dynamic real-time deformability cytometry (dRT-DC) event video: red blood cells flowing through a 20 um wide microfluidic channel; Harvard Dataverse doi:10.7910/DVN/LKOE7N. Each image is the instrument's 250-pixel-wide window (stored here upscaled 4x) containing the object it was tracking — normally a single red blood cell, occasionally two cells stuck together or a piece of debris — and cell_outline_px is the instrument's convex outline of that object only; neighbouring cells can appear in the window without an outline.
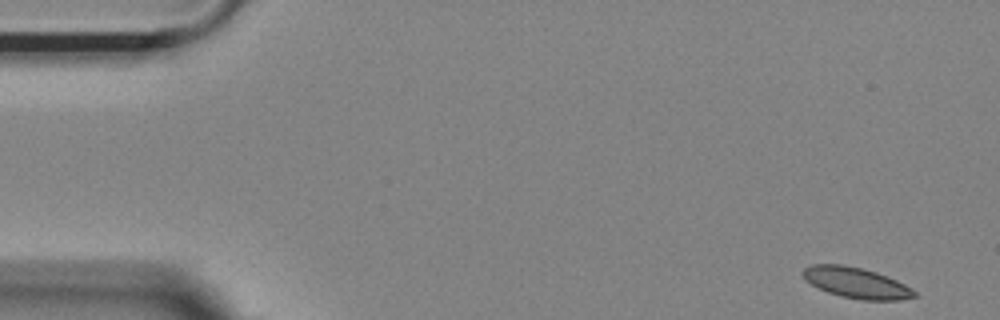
{"species": "Egyptian fruit bat (a non-hibernating species)", "species_latin": "Rousettus aegyptiacus", "temperature_condition": "room temperature", "stored_images_in_passage": 53, "camera_frame_rate_fps": 3000, "um_per_image_px": 0.085, "animal": {"sex": "female"}, "frame": {"image": 1, "passage_image": 1, "time_ms": 0.0, "image_size_px": [1000, 320], "cell_outline_px": [[916, 296], [900, 300], [860, 300], [840, 296], [828, 292], [804, 280], [800, 272], [804, 268], [812, 264], [840, 264], [860, 268], [876, 272], [888, 276], [912, 288], [916, 292]], "centroid_in_image_um": [72.76, 24.04], "position_along_channel_um": 12.2, "area_um2": 20.0}}
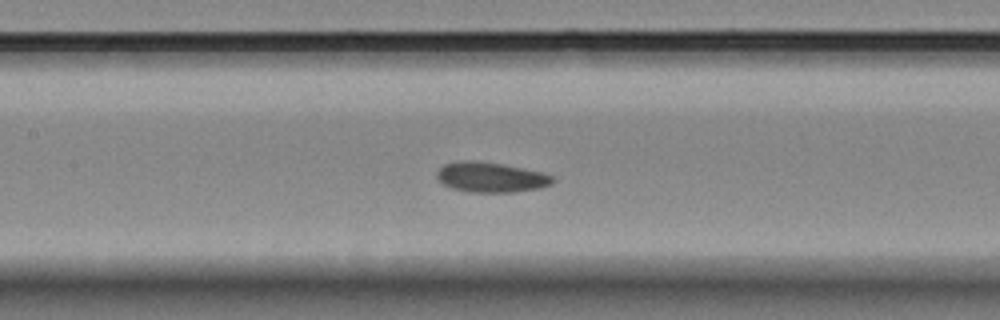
{"frame": {"image": 2, "passage_image": 23, "time_ms": 7.333, "image_size_px": [1000, 320], "cell_outline_px": [[556, 180], [552, 184], [540, 188], [512, 192], [468, 192], [452, 188], [444, 184], [436, 176], [436, 172], [444, 164], [456, 160], [476, 160], [500, 164], [540, 172], [552, 176]], "centroid_in_image_um": [41.69, 15.06], "position_along_channel_um": 165.7, "area_um2": 20.23}}
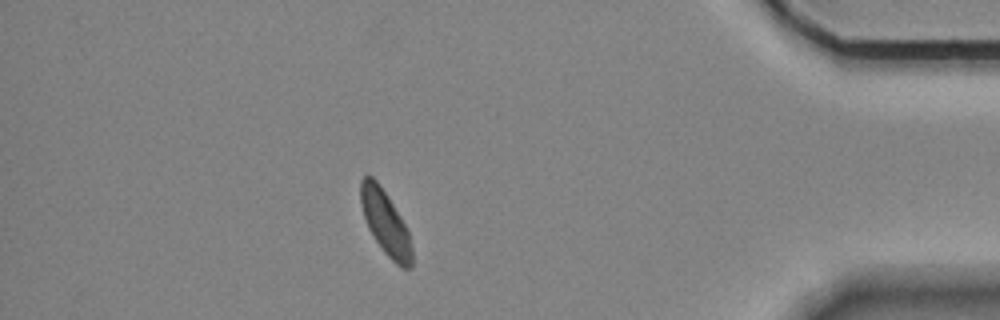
{"frame": {"image": 3, "passage_image": 46, "time_ms": 15.0, "image_size_px": [1000, 320], "cell_outline_px": [[412, 268], [400, 268], [384, 252], [368, 228], [360, 204], [360, 180], [364, 176], [372, 176], [376, 180], [400, 216], [408, 232], [412, 248]], "centroid_in_image_um": [32.75, 18.95], "position_along_channel_um": 402.4, "area_um2": 18.84}, "authors_computed_cell_mechanics": {"area_um2": 20.0566, "velocity_mm_per_s": 3.6387, "shape_relaxation_time_tau1_ms": null, "shape_relaxation_time_tau2_ms": 4.0982, "deformation_change_tau1": null, "deformation_change_tau2": 0.0771}}